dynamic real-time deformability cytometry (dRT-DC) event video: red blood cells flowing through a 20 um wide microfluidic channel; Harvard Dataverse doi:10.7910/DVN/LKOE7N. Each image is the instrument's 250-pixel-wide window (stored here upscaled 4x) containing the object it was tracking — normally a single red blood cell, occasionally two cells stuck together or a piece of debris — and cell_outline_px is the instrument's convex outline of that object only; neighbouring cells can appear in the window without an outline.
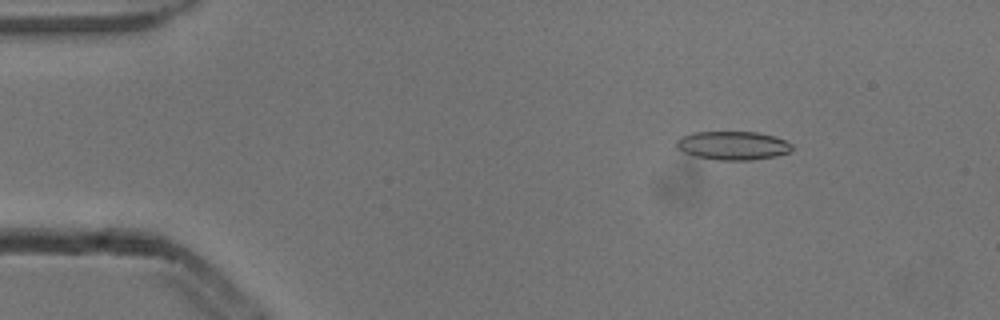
{"species": "common noctule bat (a hibernating species)", "species_latin": "Nyctalus noctula", "temperature_condition": "cold", "stored_images_in_passage": 5, "camera_frame_rate_fps": 3000, "um_per_image_px": 0.085, "animal": {"sex": "male", "body_mass_g": 13.3}, "frame": {"image": 1, "passage_image": 3, "time_ms": 0.667, "image_size_px": [1000, 320], "cell_outline_px": [[792, 148], [788, 152], [776, 156], [752, 160], [716, 160], [696, 156], [684, 152], [676, 148], [676, 140], [680, 136], [692, 132], [760, 132], [776, 136], [792, 144]], "centroid_in_image_um": [62.27, 12.36], "position_along_channel_um": 22.7, "area_um2": 19.42}}
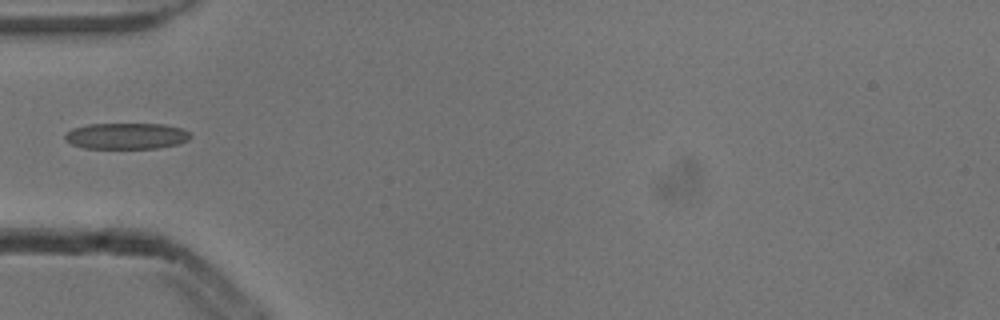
{"frame": {"image": 2, "passage_image": 5, "time_ms": 1.333, "image_size_px": [1000, 320], "cell_outline_px": [[192, 136], [188, 140], [180, 144], [156, 148], [84, 148], [72, 144], [64, 140], [64, 132], [72, 128], [88, 124], [164, 124], [180, 128], [188, 132]], "centroid_in_image_um": [10.71, 11.56], "position_along_channel_um": 74.3, "area_um2": 19.25}}